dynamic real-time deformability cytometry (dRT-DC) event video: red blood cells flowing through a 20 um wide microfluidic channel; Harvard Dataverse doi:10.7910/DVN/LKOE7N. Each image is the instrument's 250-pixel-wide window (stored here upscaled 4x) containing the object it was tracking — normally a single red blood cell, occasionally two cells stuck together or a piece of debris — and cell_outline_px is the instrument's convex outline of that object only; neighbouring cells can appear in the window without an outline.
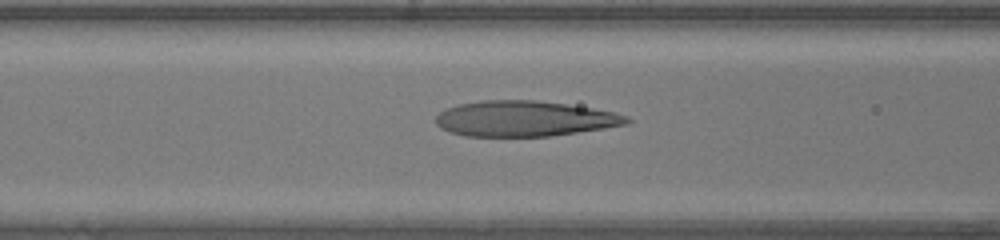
{"species": "human", "species_latin": "Homo sapiens", "temperature_condition": "warm", "stored_images_in_passage": 32, "camera_frame_rate_fps": 3000, "um_per_image_px": 0.085, "donor": {"sex": "female"}, "frame": {"image": 1, "passage_image": 8, "time_ms": 2.333, "image_size_px": [1000, 240], "cell_outline_px": [[632, 120], [628, 124], [604, 128], [552, 136], [464, 136], [448, 132], [440, 128], [436, 124], [436, 116], [440, 112], [448, 108], [460, 104], [480, 100], [536, 100], [592, 108], [612, 112], [628, 116]], "centroid_in_image_um": [44.56, 10.09], "position_along_channel_um": 122.0, "area_um2": 39.48}}
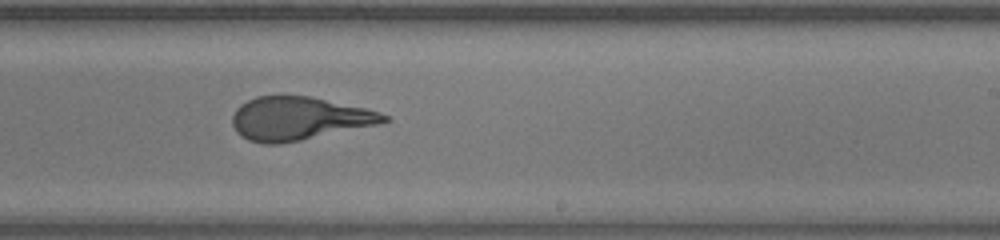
{"frame": {"image": 2, "passage_image": 18, "time_ms": 5.667, "image_size_px": [1000, 240], "cell_outline_px": [[392, 120], [376, 124], [300, 140], [280, 144], [264, 144], [248, 140], [240, 136], [236, 132], [232, 124], [232, 116], [236, 108], [240, 104], [256, 96], [308, 96], [364, 108], [380, 112], [388, 116]], "centroid_in_image_um": [25.34, 10.08], "position_along_channel_um": 263.7, "area_um2": 37.8}}
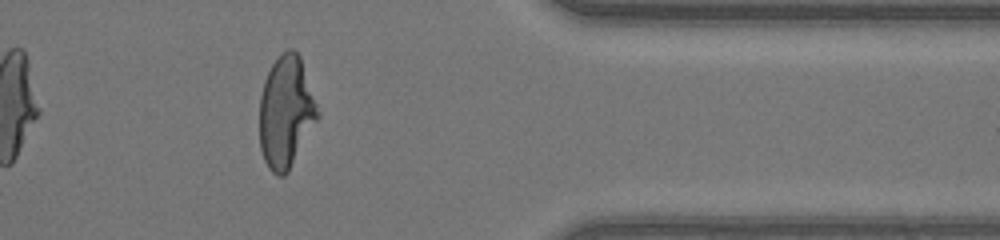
{"frame": {"image": 3, "passage_image": 28, "time_ms": 9.0, "image_size_px": [1000, 240], "cell_outline_px": [[320, 116], [288, 172], [284, 176], [276, 176], [268, 168], [264, 160], [260, 148], [260, 96], [264, 80], [272, 64], [280, 52], [288, 48], [292, 48], [300, 56], [320, 112]], "centroid_in_image_um": [24.31, 9.52], "position_along_channel_um": 387.1, "area_um2": 38.15}}